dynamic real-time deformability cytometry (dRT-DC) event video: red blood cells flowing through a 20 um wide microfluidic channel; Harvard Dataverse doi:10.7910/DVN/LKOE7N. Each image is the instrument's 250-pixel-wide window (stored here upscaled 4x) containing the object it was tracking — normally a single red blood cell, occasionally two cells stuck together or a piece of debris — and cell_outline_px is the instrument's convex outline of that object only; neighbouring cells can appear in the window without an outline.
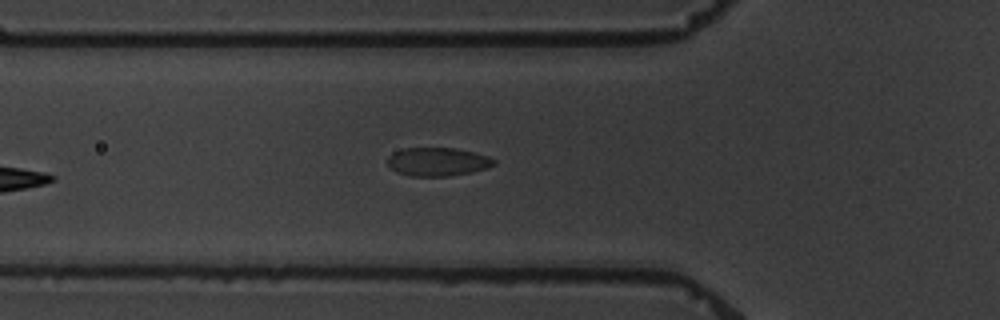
{"species": "common noctule bat (a hibernating species)", "species_latin": "Nyctalus noctula", "temperature_condition": "warm", "stored_images_in_passage": 3, "camera_frame_rate_fps": 3000, "um_per_image_px": 0.085, "animal": {"sex": "male", "body_mass_g": 19.5, "forearm_length_mm": 54.6}, "frame": {"image": 1, "passage_image": 2, "time_ms": 2.0, "image_size_px": [1000, 320], "cell_outline_px": [[496, 164], [488, 168], [472, 172], [452, 176], [408, 176], [396, 172], [388, 164], [388, 156], [392, 152], [404, 148], [456, 148], [488, 156], [496, 160]], "centroid_in_image_um": [37.2, 13.75], "position_along_channel_um": 88.6, "area_um2": 17.8}}